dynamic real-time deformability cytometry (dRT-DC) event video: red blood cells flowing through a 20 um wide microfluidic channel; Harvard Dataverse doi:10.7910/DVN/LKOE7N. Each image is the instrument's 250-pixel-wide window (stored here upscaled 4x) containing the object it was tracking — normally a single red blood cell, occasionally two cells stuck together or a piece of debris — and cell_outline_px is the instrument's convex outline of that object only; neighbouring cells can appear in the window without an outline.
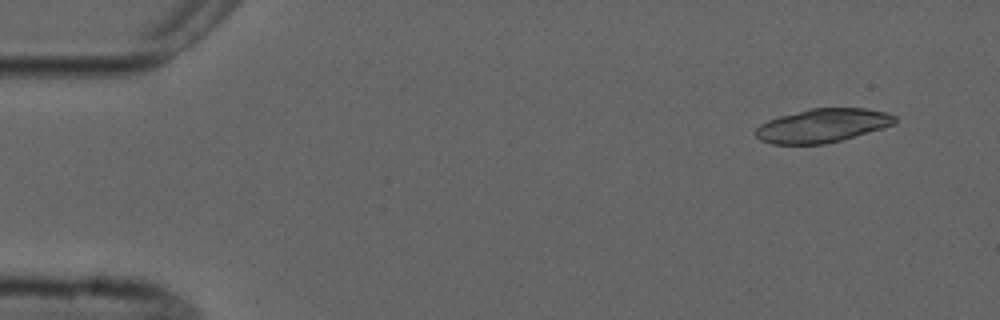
{"species": "common noctule bat (a hibernating species)", "species_latin": "Nyctalus noctula", "temperature_condition": "cold", "stored_images_in_passage": 4, "camera_frame_rate_fps": 3000, "um_per_image_px": 0.085, "animal": {"sex": "male", "forearm_length_mm": 52.5}, "frame": {"image": 1, "passage_image": 1, "time_ms": 0.0, "image_size_px": [1000, 320], "cell_outline_px": [[896, 124], [884, 128], [840, 140], [824, 144], [772, 144], [760, 140], [752, 132], [760, 124], [768, 120], [780, 116], [812, 108], [864, 108], [888, 112], [896, 116]], "centroid_in_image_um": [69.92, 10.67], "position_along_channel_um": 15.1, "area_um2": 27.4}}